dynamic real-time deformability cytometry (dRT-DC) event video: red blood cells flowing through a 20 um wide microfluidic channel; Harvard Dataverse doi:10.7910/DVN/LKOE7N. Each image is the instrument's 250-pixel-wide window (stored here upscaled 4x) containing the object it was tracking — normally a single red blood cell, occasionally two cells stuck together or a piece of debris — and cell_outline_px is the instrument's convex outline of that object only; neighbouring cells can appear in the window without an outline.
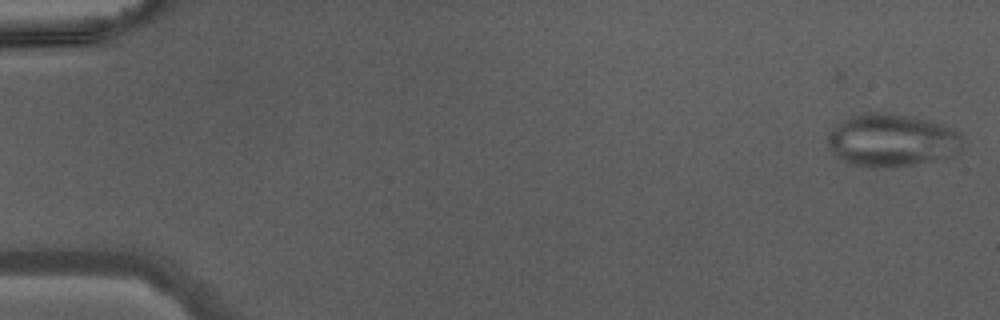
{"species": "Egyptian fruit bat (a non-hibernating species)", "species_latin": "Rousettus aegyptiacus", "temperature_condition": "warm", "stored_images_in_passage": 44, "camera_frame_rate_fps": 3000, "um_per_image_px": 0.085, "animal": {"sex": "male"}, "frame": {"image": 1, "passage_image": 1, "time_ms": 0.0, "image_size_px": [1000, 320], "cell_outline_px": [[964, 136], [960, 152], [956, 156], [912, 164], [856, 164], [844, 160], [836, 156], [828, 148], [828, 136], [840, 120], [848, 116], [860, 112], [888, 112], [912, 116], [944, 124], [960, 132]], "centroid_in_image_um": [75.87, 11.85], "position_along_channel_um": 9.1, "area_um2": 41.15}}